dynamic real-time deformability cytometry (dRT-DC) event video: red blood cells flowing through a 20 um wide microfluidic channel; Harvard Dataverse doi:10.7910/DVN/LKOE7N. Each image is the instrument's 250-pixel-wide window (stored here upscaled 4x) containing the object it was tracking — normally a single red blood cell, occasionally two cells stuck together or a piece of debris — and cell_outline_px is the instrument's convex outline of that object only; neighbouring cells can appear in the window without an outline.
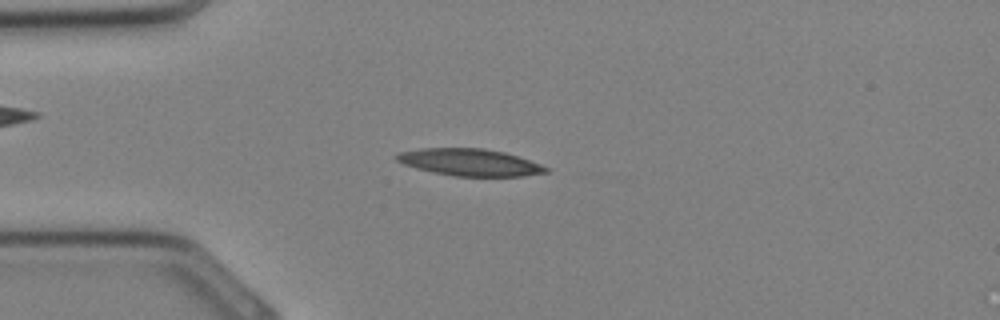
{"species": "Egyptian fruit bat (a non-hibernating species)", "species_latin": "Rousettus aegyptiacus", "temperature_condition": "cold", "stored_images_in_passage": 31, "camera_frame_rate_fps": 3000, "um_per_image_px": 0.085, "animal": {"sex": "female"}, "frame": {"image": 1, "passage_image": 7, "time_ms": 2.0, "image_size_px": [1000, 320], "cell_outline_px": [[548, 172], [520, 176], [456, 176], [432, 172], [416, 168], [404, 164], [396, 160], [392, 156], [400, 152], [420, 148], [484, 148], [504, 152], [540, 164], [548, 168]], "centroid_in_image_um": [39.87, 13.79], "position_along_channel_um": 45.1, "area_um2": 23.35}}
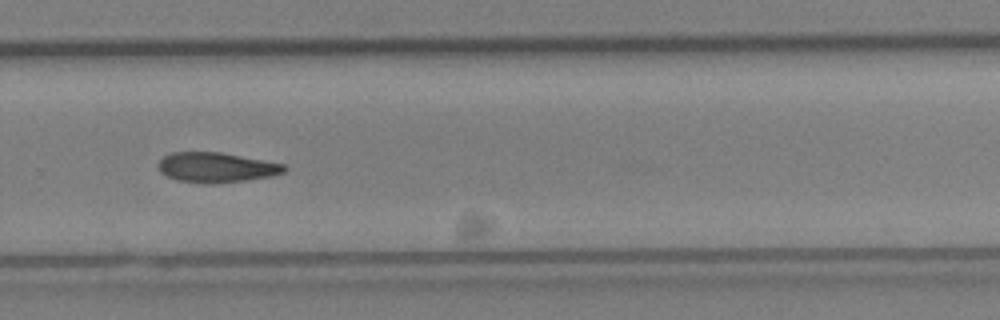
{"frame": {"image": 2, "passage_image": 21, "time_ms": 6.667, "image_size_px": [1000, 320], "cell_outline_px": [[288, 168], [284, 172], [272, 176], [244, 180], [212, 184], [204, 184], [176, 180], [160, 172], [156, 164], [164, 156], [172, 152], [220, 152], [264, 160], [284, 164]], "centroid_in_image_um": [18.36, 14.23], "position_along_channel_um": 311.4, "area_um2": 22.08}}
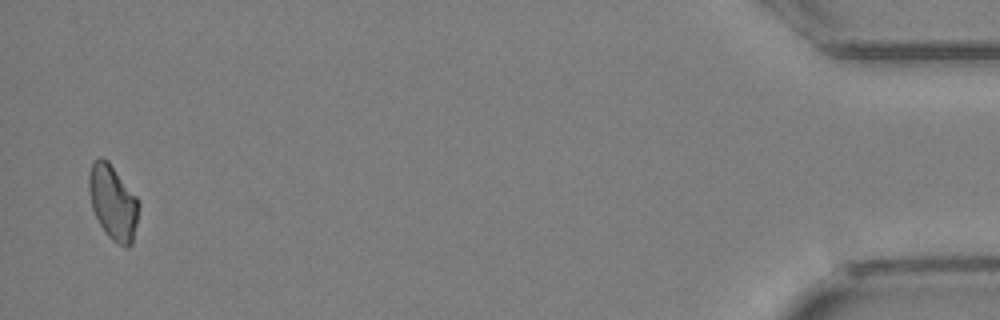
{"frame": {"image": 3, "passage_image": 31, "time_ms": 10.0, "image_size_px": [1000, 320], "cell_outline_px": [[140, 204], [132, 244], [128, 248], [124, 248], [112, 240], [108, 236], [100, 224], [92, 208], [88, 188], [88, 176], [92, 160], [100, 156], [108, 160], [136, 196]], "centroid_in_image_um": [9.6, 17.18], "position_along_channel_um": 425.6, "area_um2": 21.85}}